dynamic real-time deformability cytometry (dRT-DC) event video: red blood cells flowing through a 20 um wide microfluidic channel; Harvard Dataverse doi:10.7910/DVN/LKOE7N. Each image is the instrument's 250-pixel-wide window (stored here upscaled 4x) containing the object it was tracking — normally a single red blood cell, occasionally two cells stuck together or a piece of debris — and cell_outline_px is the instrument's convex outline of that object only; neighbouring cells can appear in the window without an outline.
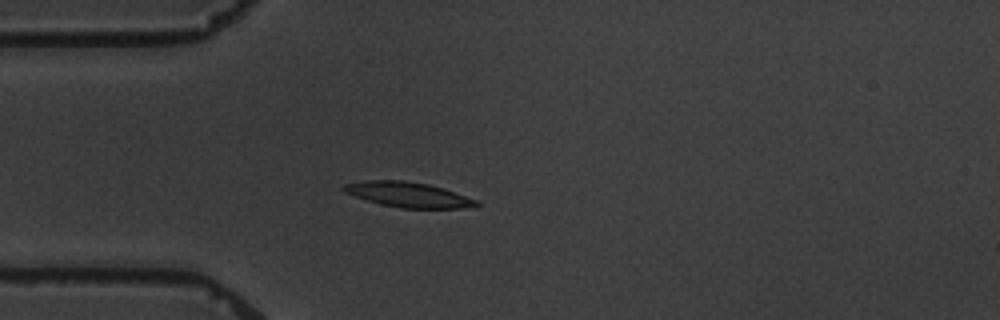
{"species": "common noctule bat (a hibernating species)", "species_latin": "Nyctalus noctula", "temperature_condition": "warm", "stored_images_in_passage": 6, "camera_frame_rate_fps": 3000, "um_per_image_px": 0.085, "animal": {"sex": "male", "body_mass_g": 19.5, "forearm_length_mm": 54.6}, "frame": {"image": 1, "passage_image": 5, "time_ms": 5.667, "image_size_px": [1000, 320], "cell_outline_px": [[480, 204], [476, 208], [400, 208], [368, 200], [344, 192], [340, 188], [344, 184], [368, 180], [404, 180], [428, 184], [476, 200]], "centroid_in_image_um": [34.69, 16.54], "position_along_channel_um": 50.3, "area_um2": 19.07}}